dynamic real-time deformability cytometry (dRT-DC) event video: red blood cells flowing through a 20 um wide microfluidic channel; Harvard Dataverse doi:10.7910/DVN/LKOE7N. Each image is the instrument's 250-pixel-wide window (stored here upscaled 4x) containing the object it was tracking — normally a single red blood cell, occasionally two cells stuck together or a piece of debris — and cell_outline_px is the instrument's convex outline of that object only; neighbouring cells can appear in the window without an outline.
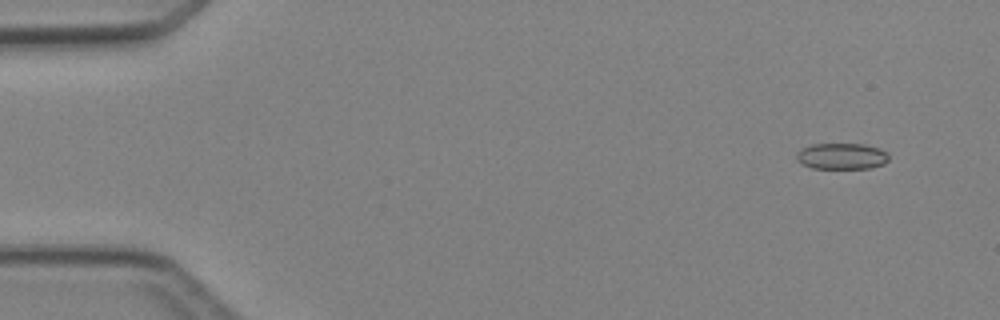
{"species": "Egyptian fruit bat (a non-hibernating species)", "species_latin": "Rousettus aegyptiacus", "temperature_condition": "cold", "stored_images_in_passage": 4, "camera_frame_rate_fps": 3000, "um_per_image_px": 0.085, "animal": {"sex": "female"}, "frame": {"image": 1, "passage_image": 1, "time_ms": 0.0, "image_size_px": [1000, 320], "cell_outline_px": [[888, 160], [884, 164], [872, 168], [812, 168], [796, 160], [796, 152], [812, 144], [864, 144], [880, 148], [888, 152]], "centroid_in_image_um": [71.58, 13.27], "position_along_channel_um": 13.4, "area_um2": 14.1}}
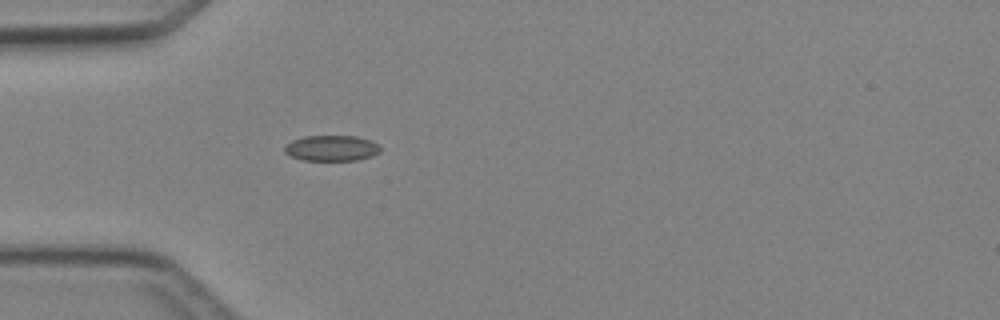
{"frame": {"image": 2, "passage_image": 4, "time_ms": 3.667, "image_size_px": [1000, 320], "cell_outline_px": [[380, 152], [372, 156], [356, 160], [304, 160], [292, 156], [284, 152], [284, 148], [292, 140], [304, 136], [356, 136], [372, 140], [380, 144]], "centroid_in_image_um": [28.23, 12.58], "position_along_channel_um": 56.8, "area_um2": 14.33}}